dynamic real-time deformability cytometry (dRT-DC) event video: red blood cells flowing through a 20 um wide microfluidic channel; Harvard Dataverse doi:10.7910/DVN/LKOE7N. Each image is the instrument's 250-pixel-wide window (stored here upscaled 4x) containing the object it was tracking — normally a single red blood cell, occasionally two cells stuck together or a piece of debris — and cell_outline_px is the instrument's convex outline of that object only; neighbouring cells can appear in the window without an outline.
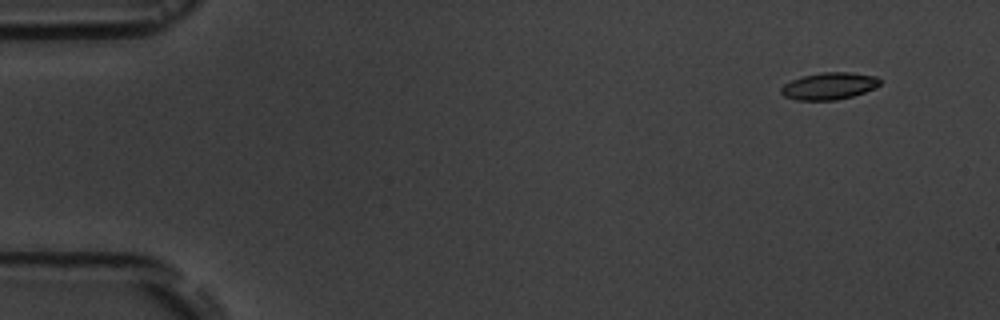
{"species": "common noctule bat (a hibernating species)", "species_latin": "Nyctalus noctula", "temperature_condition": "room temperature", "stored_images_in_passage": 5, "camera_frame_rate_fps": 3000, "um_per_image_px": 0.085, "animal": {"sex": "male", "body_mass_g": 19.5, "forearm_length_mm": 54.6}, "frame": {"image": 1, "passage_image": 1, "time_ms": 0.0, "image_size_px": [1000, 320], "cell_outline_px": [[880, 84], [864, 92], [852, 96], [836, 100], [796, 100], [784, 96], [780, 92], [780, 88], [784, 84], [792, 80], [804, 76], [824, 72], [848, 72], [876, 76], [880, 80]], "centroid_in_image_um": [70.44, 7.31], "position_along_channel_um": 14.6, "area_um2": 15.37}}
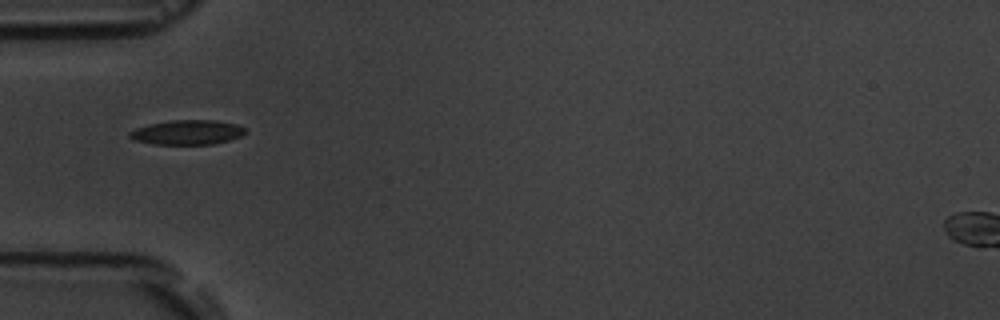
{"frame": {"image": 2, "passage_image": 5, "time_ms": 4.667, "image_size_px": [1000, 320], "cell_outline_px": [[248, 132], [240, 136], [228, 140], [212, 144], [152, 144], [132, 140], [128, 136], [128, 132], [136, 128], [148, 124], [168, 120], [216, 120], [236, 124], [244, 128]], "centroid_in_image_um": [15.87, 11.24], "position_along_channel_um": 69.1, "area_um2": 16.7}}